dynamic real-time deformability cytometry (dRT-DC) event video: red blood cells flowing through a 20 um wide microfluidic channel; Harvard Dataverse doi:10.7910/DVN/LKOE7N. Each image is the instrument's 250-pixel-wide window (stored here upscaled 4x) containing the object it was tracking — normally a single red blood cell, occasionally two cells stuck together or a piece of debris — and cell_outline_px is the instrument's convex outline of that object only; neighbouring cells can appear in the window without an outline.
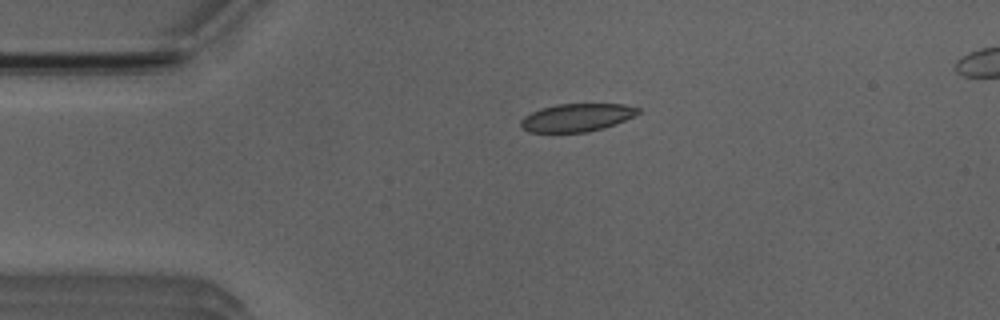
{"species": "Egyptian fruit bat (a non-hibernating species)", "species_latin": "Rousettus aegyptiacus", "temperature_condition": "room temperature", "stored_images_in_passage": 3, "camera_frame_rate_fps": 3000, "um_per_image_px": 0.085, "animal": {"sex": "male"}, "frame": {"image": 1, "passage_image": 1, "time_ms": 0.0, "image_size_px": [1000, 320], "cell_outline_px": [[640, 112], [616, 124], [604, 128], [588, 132], [528, 132], [520, 124], [520, 120], [524, 116], [540, 108], [556, 104], [624, 104], [640, 108]], "centroid_in_image_um": [49.02, 9.99], "position_along_channel_um": 36.0, "area_um2": 19.07}}